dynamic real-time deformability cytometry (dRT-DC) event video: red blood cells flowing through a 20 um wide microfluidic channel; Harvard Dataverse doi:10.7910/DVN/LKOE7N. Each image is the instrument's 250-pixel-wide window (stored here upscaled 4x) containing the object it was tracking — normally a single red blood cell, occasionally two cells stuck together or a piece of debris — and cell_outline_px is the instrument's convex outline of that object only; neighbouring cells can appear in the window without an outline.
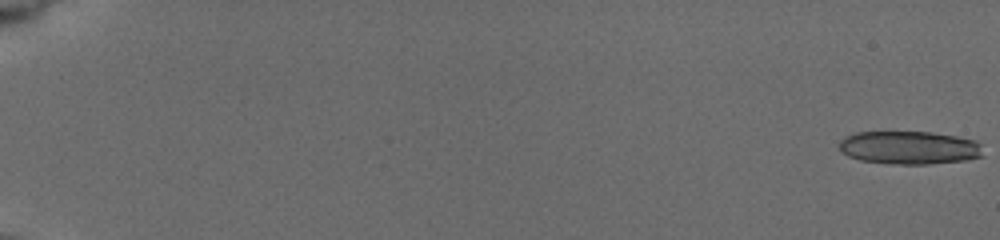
{"species": "common noctule bat (a hibernating species)", "species_latin": "Nyctalus noctula", "temperature_condition": "cold", "stored_images_in_passage": 22, "camera_frame_rate_fps": 3000, "um_per_image_px": 0.085, "animal": {"sex": "female", "body_mass_g": 19.5, "forearm_length_mm": 54.1}, "frame": {"image": 1, "passage_image": 1, "time_ms": 0.0, "image_size_px": [1000, 240], "cell_outline_px": [[984, 156], [964, 160], [928, 164], [892, 164], [860, 160], [848, 156], [840, 152], [840, 140], [844, 136], [856, 132], [932, 132], [956, 136], [976, 140], [980, 144]], "centroid_in_image_um": [77.28, 12.55], "position_along_channel_um": 7.7, "area_um2": 27.98}}
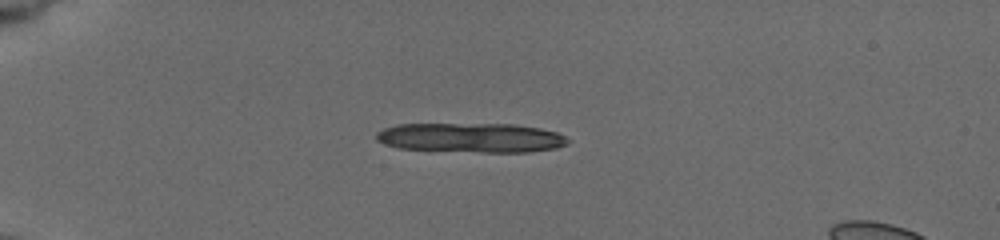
{"frame": {"image": 2, "passage_image": 12, "time_ms": 5.333, "image_size_px": [1000, 240], "cell_outline_px": [[572, 140], [568, 144], [556, 148], [528, 152], [484, 152], [400, 148], [384, 144], [376, 140], [376, 132], [384, 128], [396, 124], [512, 124], [540, 128], [556, 132]], "centroid_in_image_um": [40.06, 11.7], "position_along_channel_um": 44.9, "area_um2": 32.95}}
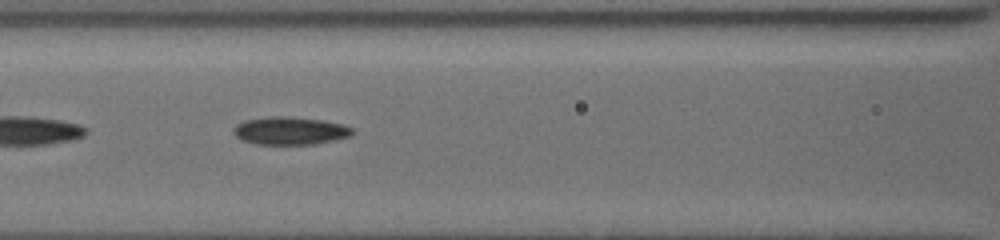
{"frame": {"image": 3, "passage_image": 20, "time_ms": 9.333, "image_size_px": [1000, 240], "cell_outline_px": [[352, 136], [336, 140], [316, 144], [256, 144], [240, 140], [232, 132], [232, 128], [236, 124], [244, 120], [268, 116], [288, 116], [324, 120], [344, 124], [352, 128]], "centroid_in_image_um": [24.64, 11.11], "position_along_channel_um": 142.0, "area_um2": 19.65}}